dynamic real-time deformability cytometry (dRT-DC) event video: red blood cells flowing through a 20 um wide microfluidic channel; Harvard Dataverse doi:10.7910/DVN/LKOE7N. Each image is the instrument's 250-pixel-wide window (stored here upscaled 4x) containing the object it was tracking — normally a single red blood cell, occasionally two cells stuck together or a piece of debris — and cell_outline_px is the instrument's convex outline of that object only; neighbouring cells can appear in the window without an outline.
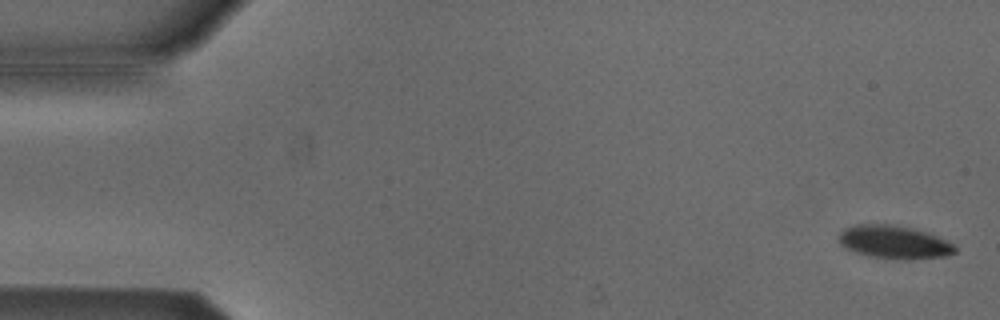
{"species": "Egyptian fruit bat (a non-hibernating species)", "species_latin": "Rousettus aegyptiacus", "temperature_condition": "cold", "stored_images_in_passage": 54, "camera_frame_rate_fps": 3000, "um_per_image_px": 0.085, "animal": {"sex": "male"}, "frame": {"image": 1, "passage_image": 2, "time_ms": 0.333, "image_size_px": [1000, 320], "cell_outline_px": [[956, 252], [944, 256], [908, 260], [904, 260], [868, 256], [844, 248], [840, 244], [840, 232], [844, 228], [856, 224], [888, 224], [912, 228], [928, 232], [956, 244]], "centroid_in_image_um": [76.02, 20.58], "position_along_channel_um": 9.0, "area_um2": 22.6}}
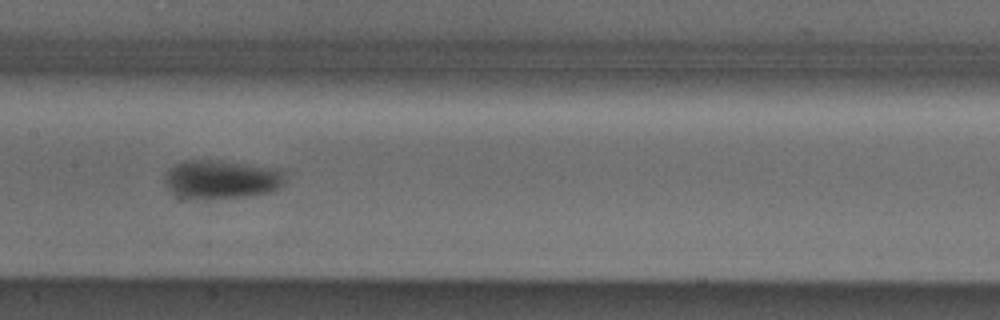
{"frame": {"image": 2, "passage_image": 27, "time_ms": 8.667, "image_size_px": [1000, 320], "cell_outline_px": [[288, 172], [284, 184], [280, 188], [268, 192], [244, 196], [188, 200], [172, 192], [164, 184], [164, 172], [168, 168], [184, 160], [212, 160], [284, 168]], "centroid_in_image_um": [18.85, 15.23], "position_along_channel_um": 188.6, "area_um2": 27.8}}
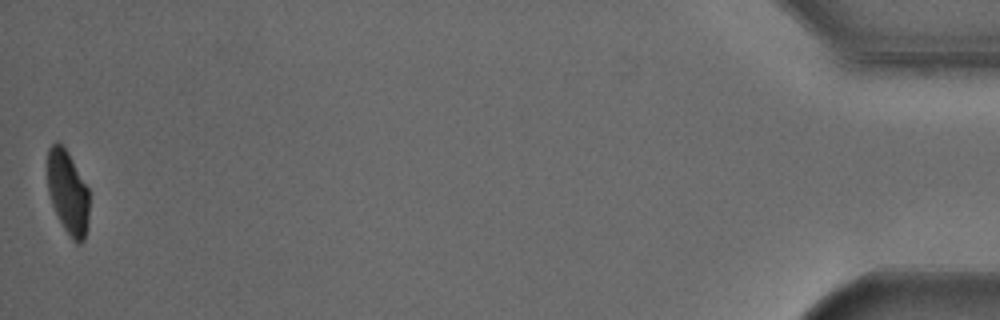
{"frame": {"image": 3, "passage_image": 54, "time_ms": 17.667, "image_size_px": [1000, 320], "cell_outline_px": [[88, 224], [84, 240], [80, 244], [76, 244], [72, 240], [64, 228], [52, 204], [48, 192], [48, 148], [56, 140], [60, 140], [68, 152], [88, 188]], "centroid_in_image_um": [5.76, 16.34], "position_along_channel_um": 429.4, "area_um2": 20.35}, "authors_computed_cell_mechanics": {"area_um2": 24.1893, "velocity_mm_per_s": 3.7935, "shape_relaxation_time_tau1_ms": 4.6115, "shape_relaxation_time_tau2_ms": 6.7789, "deformation_change_tau1": 0.1302, "deformation_change_tau2": 0.0664}}